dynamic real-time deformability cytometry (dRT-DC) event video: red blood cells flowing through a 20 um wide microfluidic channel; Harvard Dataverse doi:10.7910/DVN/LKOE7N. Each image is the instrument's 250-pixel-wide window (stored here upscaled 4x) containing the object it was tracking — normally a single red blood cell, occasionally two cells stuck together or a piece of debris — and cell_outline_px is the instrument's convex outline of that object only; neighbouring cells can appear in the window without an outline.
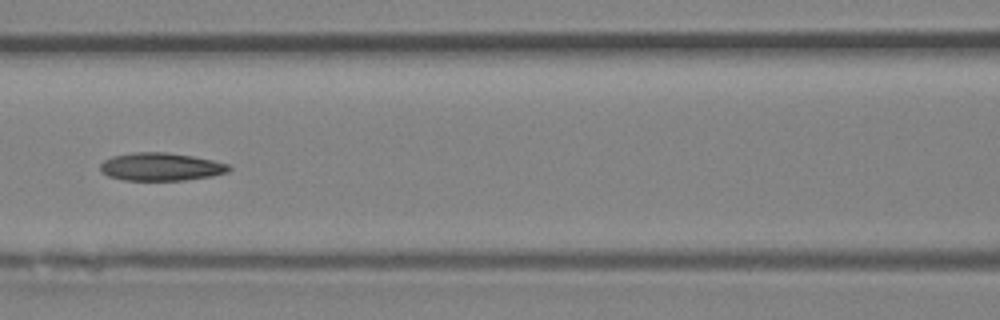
{"species": "Egyptian fruit bat (a non-hibernating species)", "species_latin": "Rousettus aegyptiacus", "temperature_condition": "room temperature", "stored_images_in_passage": 39, "camera_frame_rate_fps": 3000, "um_per_image_px": 0.085, "animal": {"sex": "female"}, "frame": {"image": 1, "passage_image": 17, "time_ms": 5.333, "image_size_px": [1000, 320], "cell_outline_px": [[232, 168], [228, 172], [212, 176], [184, 180], [124, 180], [108, 176], [100, 172], [100, 164], [104, 160], [112, 156], [132, 152], [168, 152], [192, 156], [212, 160], [228, 164]], "centroid_in_image_um": [13.66, 14.17], "position_along_channel_um": 152.9, "area_um2": 21.04}}